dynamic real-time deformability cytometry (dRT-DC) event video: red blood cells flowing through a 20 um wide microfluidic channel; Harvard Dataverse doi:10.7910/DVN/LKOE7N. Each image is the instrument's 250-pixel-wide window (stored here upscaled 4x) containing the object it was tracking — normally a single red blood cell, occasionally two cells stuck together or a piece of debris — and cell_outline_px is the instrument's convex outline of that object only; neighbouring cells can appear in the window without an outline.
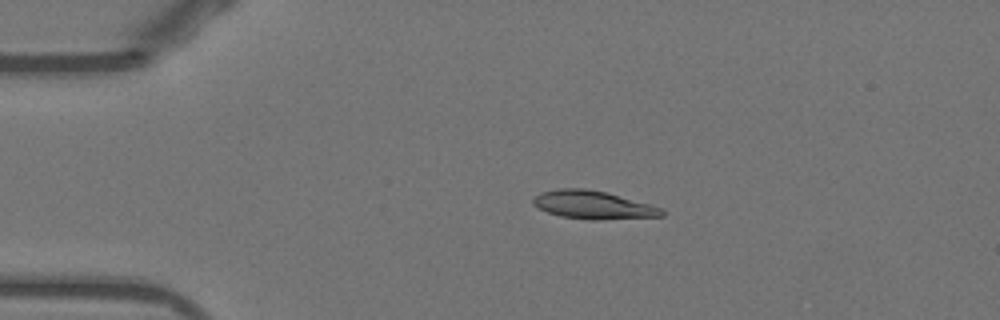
{"species": "Egyptian fruit bat (a non-hibernating species)", "species_latin": "Rousettus aegyptiacus", "temperature_condition": "warm", "stored_images_in_passage": 40, "camera_frame_rate_fps": 3000, "um_per_image_px": 0.085, "animal": {"sex": "female"}, "frame": {"image": 1, "passage_image": 3, "time_ms": 0.667, "image_size_px": [1000, 320], "cell_outline_px": [[664, 216], [600, 220], [592, 220], [560, 216], [548, 212], [532, 204], [532, 196], [540, 192], [560, 188], [584, 188], [604, 192], [664, 208]], "centroid_in_image_um": [50.39, 17.42], "position_along_channel_um": 34.6, "area_um2": 21.1}}
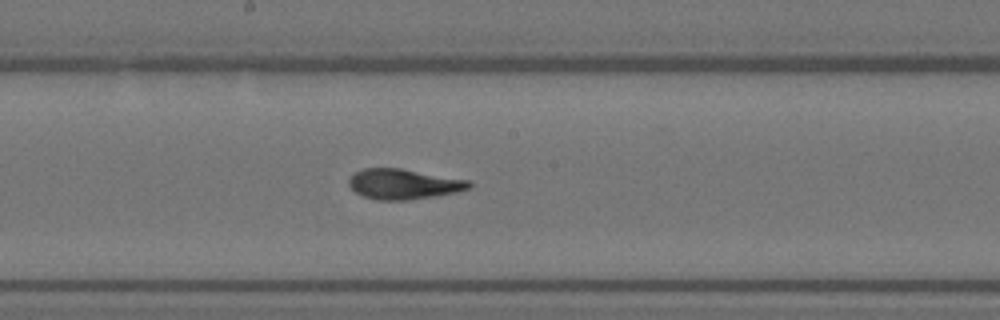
{"frame": {"image": 2, "passage_image": 20, "time_ms": 6.333, "image_size_px": [1000, 320], "cell_outline_px": [[472, 188], [456, 192], [436, 196], [408, 200], [376, 200], [364, 196], [356, 192], [348, 184], [348, 180], [356, 172], [364, 168], [400, 168], [472, 180]], "centroid_in_image_um": [34.36, 15.64], "position_along_channel_um": 213.8, "area_um2": 21.33}}
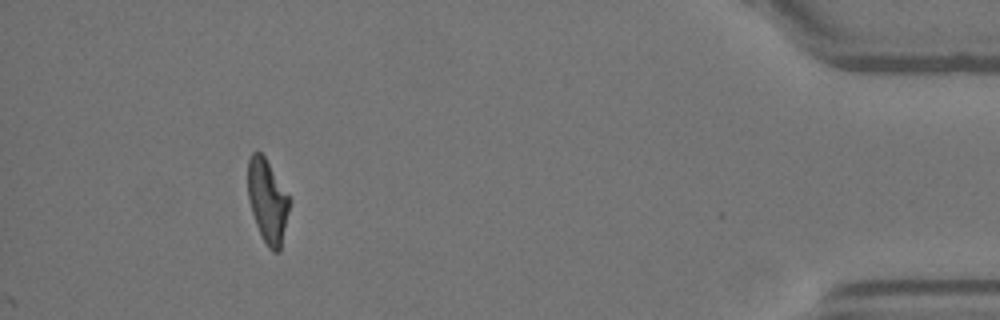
{"frame": {"image": 3, "passage_image": 40, "time_ms": 13.0, "image_size_px": [1000, 320], "cell_outline_px": [[288, 212], [280, 252], [272, 252], [268, 248], [256, 224], [248, 200], [248, 160], [252, 152], [260, 152], [264, 156], [288, 196]], "centroid_in_image_um": [22.71, 17.11], "position_along_channel_um": 412.5, "area_um2": 19.65}, "authors_computed_cell_mechanics": {"area_um2": 21.2415, "velocity_mm_per_s": 3.8898, "shape_relaxation_time_tau1_ms": 4.0778, "shape_relaxation_time_tau2_ms": 1.4113, "deformation_change_tau1": 0.1886, "deformation_change_tau2": 0.0813}}